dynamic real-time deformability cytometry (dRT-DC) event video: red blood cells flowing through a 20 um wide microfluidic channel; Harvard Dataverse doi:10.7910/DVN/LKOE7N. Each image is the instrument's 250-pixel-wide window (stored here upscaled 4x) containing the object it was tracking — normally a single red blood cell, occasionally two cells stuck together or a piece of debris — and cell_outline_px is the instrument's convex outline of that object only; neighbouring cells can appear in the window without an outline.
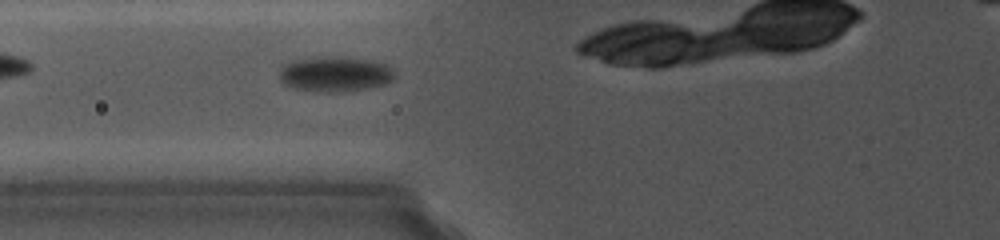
{"species": "common noctule bat (a hibernating species)", "species_latin": "Nyctalus noctula", "temperature_condition": "cold", "stored_images_in_passage": 7, "camera_frame_rate_fps": 5000, "um_per_image_px": 0.085, "animal": {"sex": "female", "body_mass_g": 19.0, "forearm_length_mm": 56.7}, "frame": {"image": 1, "passage_image": 6, "time_ms": 5.0, "image_size_px": [1000, 240], "cell_outline_px": [[396, 76], [392, 80], [384, 84], [368, 88], [300, 88], [288, 84], [280, 80], [280, 64], [288, 60], [308, 56], [340, 56], [372, 60], [384, 64], [392, 68], [396, 72]], "centroid_in_image_um": [28.47, 6.17], "position_along_channel_um": 97.3, "area_um2": 22.83}}